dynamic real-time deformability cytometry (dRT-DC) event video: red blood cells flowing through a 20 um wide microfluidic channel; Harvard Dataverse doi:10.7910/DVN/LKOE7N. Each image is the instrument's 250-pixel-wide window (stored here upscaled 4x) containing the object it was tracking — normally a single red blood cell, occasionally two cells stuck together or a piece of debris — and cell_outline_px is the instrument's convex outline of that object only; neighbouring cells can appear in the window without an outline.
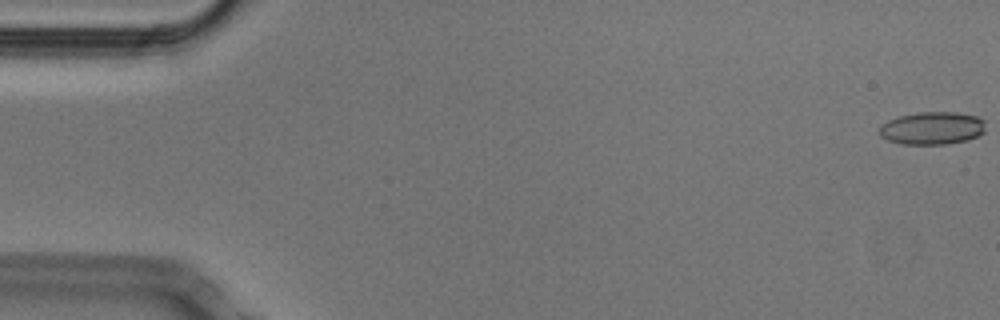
{"species": "Egyptian fruit bat (a non-hibernating species)", "species_latin": "Rousettus aegyptiacus", "temperature_condition": "cold", "stored_images_in_passage": 53, "camera_frame_rate_fps": 3000, "um_per_image_px": 0.085, "animal": {"sex": "male"}, "frame": {"image": 1, "passage_image": 1, "time_ms": 0.0, "image_size_px": [1000, 320], "cell_outline_px": [[984, 132], [968, 140], [948, 144], [900, 144], [888, 140], [880, 136], [880, 124], [888, 120], [900, 116], [916, 112], [956, 112], [976, 116], [984, 120]], "centroid_in_image_um": [79.22, 10.89], "position_along_channel_um": 5.8, "area_um2": 20.35}}
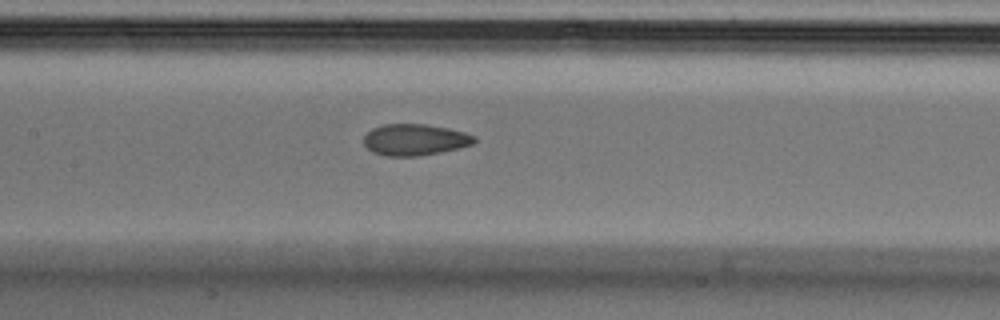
{"frame": {"image": 2, "passage_image": 25, "time_ms": 8.0, "image_size_px": [1000, 320], "cell_outline_px": [[476, 140], [472, 144], [460, 148], [420, 156], [384, 156], [372, 152], [364, 144], [364, 136], [372, 128], [384, 124], [424, 124], [448, 128], [464, 132], [476, 136]], "centroid_in_image_um": [35.26, 11.88], "position_along_channel_um": 172.1, "area_um2": 20.29}}
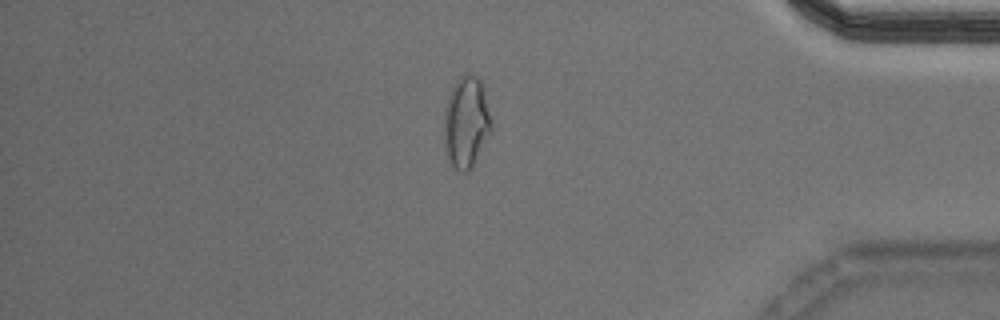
{"frame": {"image": 3, "passage_image": 45, "time_ms": 14.667, "image_size_px": [1000, 320], "cell_outline_px": [[492, 132], [472, 168], [468, 172], [460, 172], [452, 164], [444, 148], [444, 108], [452, 88], [456, 80], [460, 76], [476, 76], [480, 80], [492, 120]], "centroid_in_image_um": [39.64, 10.44], "position_along_channel_um": 395.6, "area_um2": 25.2}, "authors_computed_cell_mechanics": {"area_um2": 20.808, "velocity_mm_per_s": 3.8135, "shape_relaxation_time_tau1_ms": 10.0456, "shape_relaxation_time_tau2_ms": 1.4348, "deformation_change_tau1": 0.2002, "deformation_change_tau2": 0.0617}}